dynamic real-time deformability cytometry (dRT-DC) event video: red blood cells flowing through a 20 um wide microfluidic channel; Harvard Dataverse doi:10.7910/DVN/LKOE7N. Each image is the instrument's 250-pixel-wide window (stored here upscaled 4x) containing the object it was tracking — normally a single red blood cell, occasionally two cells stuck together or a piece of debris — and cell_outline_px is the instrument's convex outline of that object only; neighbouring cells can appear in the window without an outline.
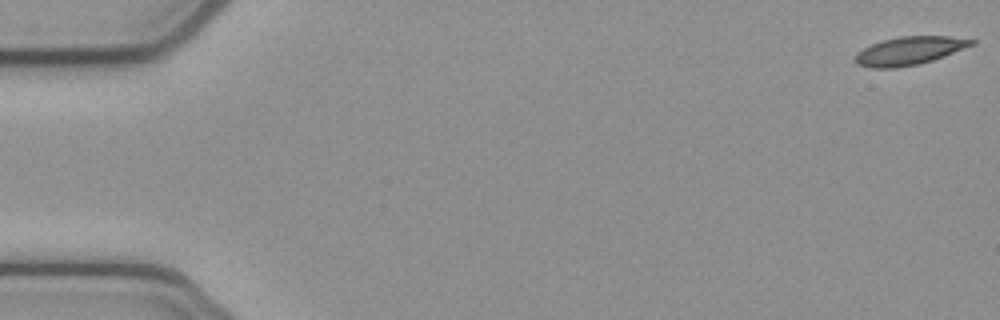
{"species": "common noctule bat (a hibernating species)", "species_latin": "Nyctalus noctula", "temperature_condition": "cold", "stored_images_in_passage": 9, "camera_frame_rate_fps": 3000, "um_per_image_px": 0.085, "animal": {"sex": "female", "body_mass_g": 21.9}, "frame": {"image": 1, "passage_image": 1, "time_ms": 0.0, "image_size_px": [1000, 320], "cell_outline_px": [[976, 44], [944, 56], [920, 64], [896, 68], [872, 68], [856, 64], [856, 52], [872, 44], [884, 40], [900, 36], [948, 36], [976, 40]], "centroid_in_image_um": [77.31, 4.32], "position_along_channel_um": 7.7, "area_um2": 19.07}}